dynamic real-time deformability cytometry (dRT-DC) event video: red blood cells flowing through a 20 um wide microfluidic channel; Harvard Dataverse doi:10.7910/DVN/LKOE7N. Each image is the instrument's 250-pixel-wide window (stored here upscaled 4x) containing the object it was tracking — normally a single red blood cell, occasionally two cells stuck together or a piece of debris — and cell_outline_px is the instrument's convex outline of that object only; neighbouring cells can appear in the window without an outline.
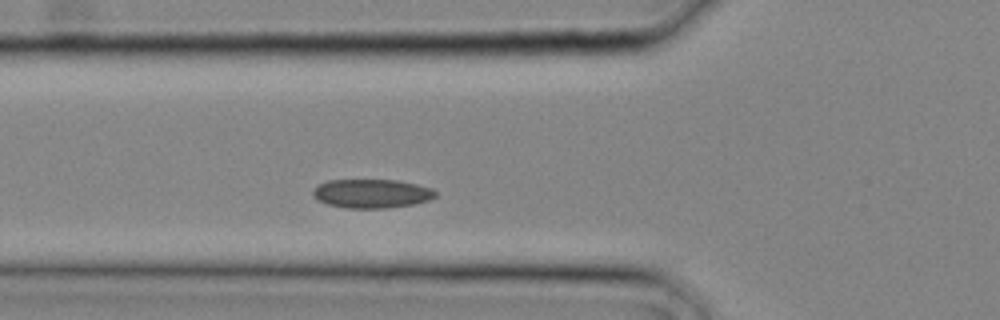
{"species": "common noctule bat (a hibernating species)", "species_latin": "Nyctalus noctula", "temperature_condition": "cold", "stored_images_in_passage": 4, "camera_frame_rate_fps": 3000, "um_per_image_px": 0.085, "animal": {"sex": "male", "body_mass_g": 20.4}, "frame": {"image": 1, "passage_image": 2, "time_ms": 0.333, "image_size_px": [1000, 320], "cell_outline_px": [[436, 196], [428, 200], [412, 204], [388, 208], [348, 208], [328, 204], [316, 200], [312, 192], [320, 184], [328, 180], [396, 180], [416, 184], [432, 188], [436, 192]], "centroid_in_image_um": [31.6, 16.45], "position_along_channel_um": 94.2, "area_um2": 20.46}}
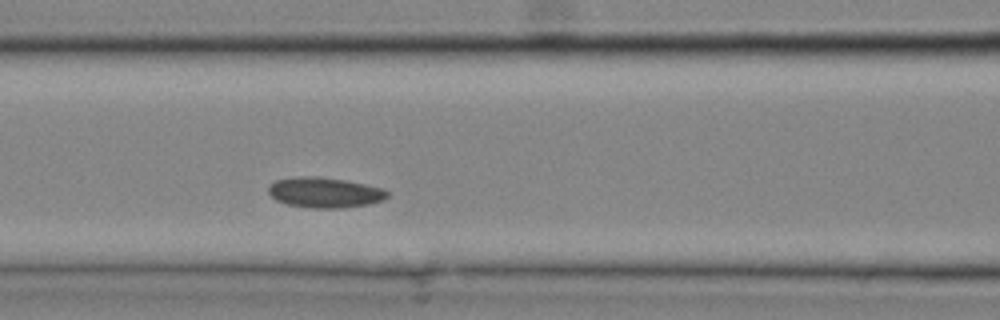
{"frame": {"image": 2, "passage_image": 4, "time_ms": 1.0, "image_size_px": [1000, 320], "cell_outline_px": [[388, 196], [384, 200], [368, 204], [340, 208], [312, 208], [288, 204], [276, 200], [268, 192], [268, 188], [276, 180], [296, 176], [320, 176], [344, 180], [384, 188], [388, 192]], "centroid_in_image_um": [27.61, 16.36], "position_along_channel_um": 139.0, "area_um2": 20.98}}